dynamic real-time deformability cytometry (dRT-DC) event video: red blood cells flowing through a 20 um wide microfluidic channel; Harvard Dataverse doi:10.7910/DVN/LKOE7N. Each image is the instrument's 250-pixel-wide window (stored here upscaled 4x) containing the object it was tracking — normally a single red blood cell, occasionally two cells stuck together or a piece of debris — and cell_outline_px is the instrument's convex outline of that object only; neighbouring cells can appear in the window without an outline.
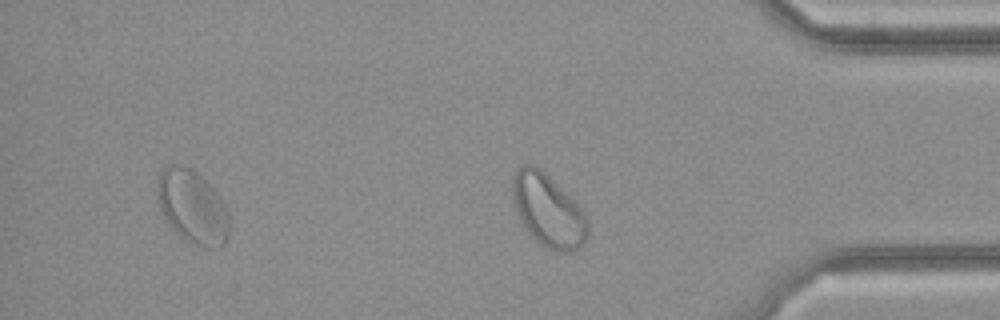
{"species": "common noctule bat (a hibernating species)", "species_latin": "Nyctalus noctula", "temperature_condition": "cold", "stored_images_in_passage": 28, "camera_frame_rate_fps": 3000, "um_per_image_px": 0.085, "animal": {"sex": "female", "body_mass_g": 21.9}, "frame": {"image": 1, "passage_image": 28, "time_ms": 9.0, "image_size_px": [1000, 320], "cell_outline_px": [[588, 236], [584, 244], [580, 248], [572, 252], [556, 252], [540, 244], [528, 232], [520, 220], [512, 196], [512, 180], [516, 168], [524, 164], [532, 164], [540, 168], [584, 212], [588, 220]], "centroid_in_image_um": [46.59, 17.92], "position_along_channel_um": 388.6, "area_um2": 31.67}}